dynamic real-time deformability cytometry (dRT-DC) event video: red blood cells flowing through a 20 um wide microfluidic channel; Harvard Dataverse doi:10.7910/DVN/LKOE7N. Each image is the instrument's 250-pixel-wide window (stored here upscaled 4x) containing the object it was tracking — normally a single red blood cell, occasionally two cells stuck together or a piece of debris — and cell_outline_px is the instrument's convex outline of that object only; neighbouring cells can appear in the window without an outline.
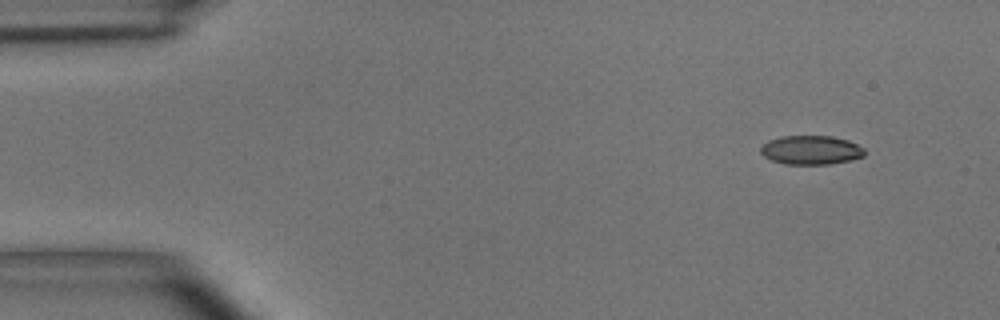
{"species": "common noctule bat (a hibernating species)", "species_latin": "Nyctalus noctula", "temperature_condition": "room temperature", "stored_images_in_passage": 3, "camera_frame_rate_fps": 3000, "um_per_image_px": 0.085, "animal": {"sex": "male", "body_mass_g": 15.6}, "frame": {"image": 1, "passage_image": 1, "time_ms": 0.0, "image_size_px": [1000, 320], "cell_outline_px": [[864, 156], [852, 160], [828, 164], [784, 164], [772, 160], [764, 156], [760, 152], [760, 148], [768, 140], [780, 136], [832, 136], [848, 140], [864, 148]], "centroid_in_image_um": [68.93, 12.75], "position_along_channel_um": 16.1, "area_um2": 17.57}}
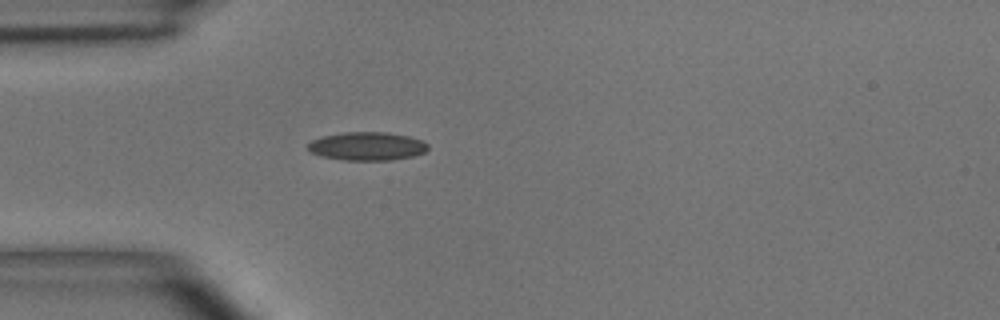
{"frame": {"image": 2, "passage_image": 3, "time_ms": 3.333, "image_size_px": [1000, 320], "cell_outline_px": [[428, 148], [424, 152], [412, 156], [392, 160], [344, 160], [320, 156], [308, 152], [308, 144], [312, 140], [324, 136], [344, 132], [388, 132], [408, 136], [420, 140], [428, 144]], "centroid_in_image_um": [31.18, 12.43], "position_along_channel_um": 53.8, "area_um2": 19.83}}